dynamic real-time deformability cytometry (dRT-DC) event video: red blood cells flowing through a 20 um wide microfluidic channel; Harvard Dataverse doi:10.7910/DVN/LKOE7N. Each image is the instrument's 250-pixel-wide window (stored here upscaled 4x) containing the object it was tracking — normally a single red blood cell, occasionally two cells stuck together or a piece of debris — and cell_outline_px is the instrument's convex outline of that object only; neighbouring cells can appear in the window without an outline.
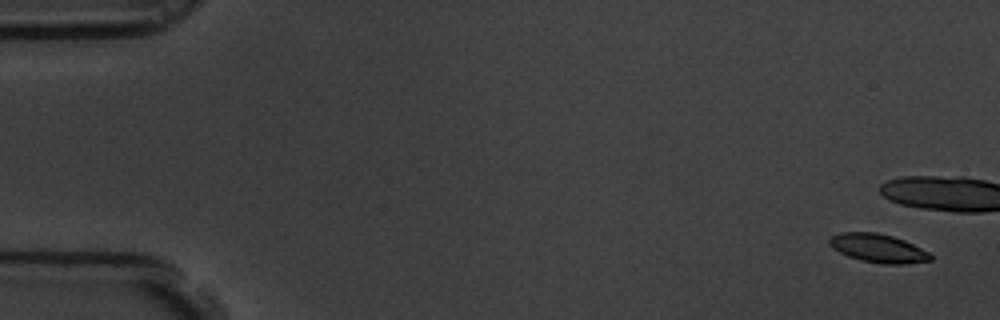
{"species": "common noctule bat (a hibernating species)", "species_latin": "Nyctalus noctula", "temperature_condition": "room temperature", "stored_images_in_passage": 12, "camera_frame_rate_fps": 3000, "um_per_image_px": 0.085, "animal": {"sex": "male", "body_mass_g": 19.5, "forearm_length_mm": 54.6}, "frame": {"image": 1, "passage_image": 1, "time_ms": 0.0, "image_size_px": [1000, 320], "cell_outline_px": [[932, 260], [904, 264], [884, 264], [860, 260], [848, 256], [832, 248], [828, 244], [828, 240], [832, 236], [840, 232], [876, 232], [892, 236], [904, 240], [928, 252], [932, 256]], "centroid_in_image_um": [74.61, 21.1], "position_along_channel_um": 10.4, "area_um2": 16.76}}